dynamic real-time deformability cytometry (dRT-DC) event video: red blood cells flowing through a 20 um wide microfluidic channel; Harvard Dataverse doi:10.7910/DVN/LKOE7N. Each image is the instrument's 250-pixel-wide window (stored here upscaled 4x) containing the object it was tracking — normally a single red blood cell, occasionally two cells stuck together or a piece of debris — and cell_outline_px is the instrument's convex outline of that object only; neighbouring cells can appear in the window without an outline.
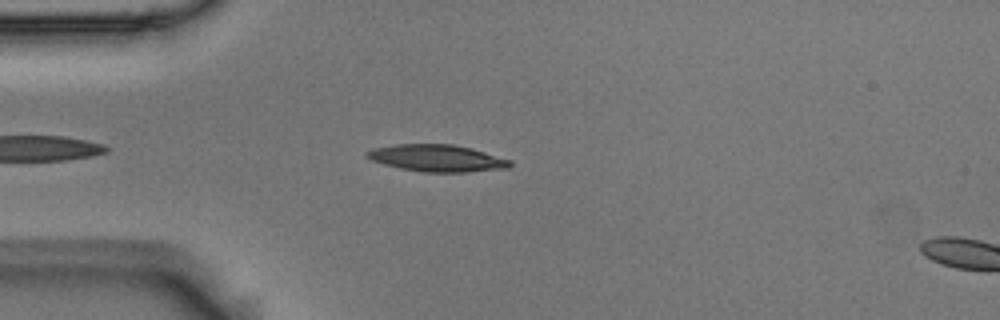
{"species": "Egyptian fruit bat (a non-hibernating species)", "species_latin": "Rousettus aegyptiacus", "temperature_condition": "room temperature", "stored_images_in_passage": 41, "camera_frame_rate_fps": 3000, "um_per_image_px": 0.085, "animal": {"sex": "male"}, "frame": {"image": 1, "passage_image": 7, "time_ms": 2.0, "image_size_px": [1000, 320], "cell_outline_px": [[512, 164], [508, 168], [468, 172], [424, 172], [400, 168], [384, 164], [372, 160], [364, 156], [364, 152], [372, 148], [396, 144], [452, 144], [472, 148], [512, 160]], "centroid_in_image_um": [37.14, 13.44], "position_along_channel_um": 47.9, "area_um2": 22.6}}
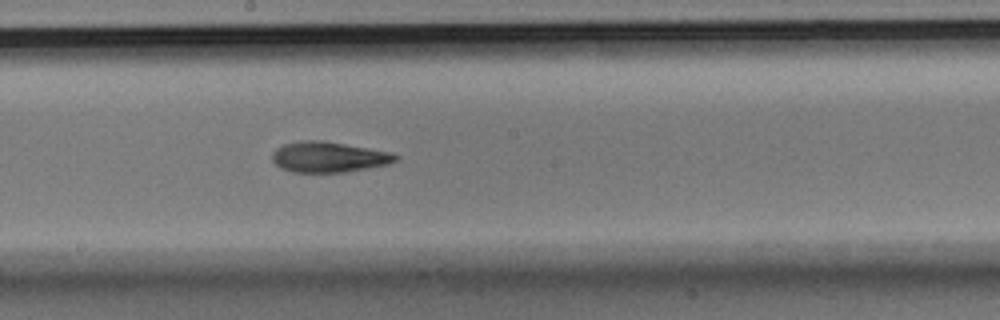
{"frame": {"image": 2, "passage_image": 22, "time_ms": 7.0, "image_size_px": [1000, 320], "cell_outline_px": [[400, 156], [396, 160], [388, 164], [348, 172], [292, 172], [280, 168], [272, 160], [272, 152], [276, 148], [284, 144], [312, 140], [320, 140], [344, 144], [388, 152]], "centroid_in_image_um": [27.91, 13.36], "position_along_channel_um": 220.3, "area_um2": 21.68}}
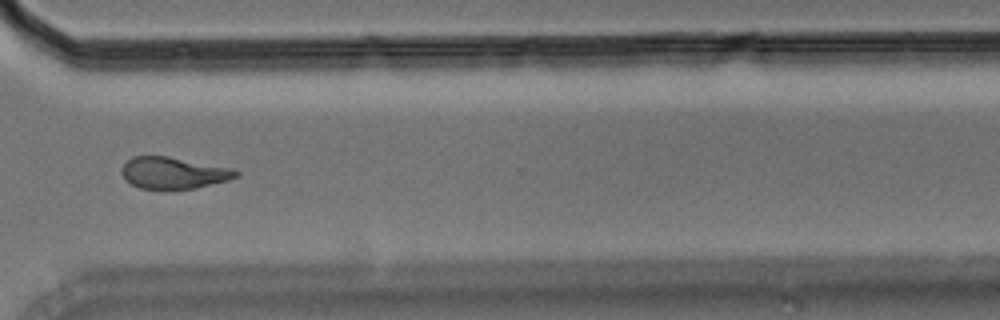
{"frame": {"image": 3, "passage_image": 33, "time_ms": 10.667, "image_size_px": [1000, 320], "cell_outline_px": [[240, 176], [228, 180], [196, 188], [140, 188], [132, 184], [120, 172], [120, 168], [132, 156], [168, 156], [232, 168], [240, 172]], "centroid_in_image_um": [14.77, 14.68], "position_along_channel_um": 355.8, "area_um2": 20.87}, "authors_computed_cell_mechanics": {"area_um2": 21.6172, "velocity_mm_per_s": 3.6992, "shape_relaxation_time_tau1_ms": 4.0874, "shape_relaxation_time_tau2_ms": 3.6267, "deformation_change_tau1": 0.1573, "deformation_change_tau2": 0.1256}}